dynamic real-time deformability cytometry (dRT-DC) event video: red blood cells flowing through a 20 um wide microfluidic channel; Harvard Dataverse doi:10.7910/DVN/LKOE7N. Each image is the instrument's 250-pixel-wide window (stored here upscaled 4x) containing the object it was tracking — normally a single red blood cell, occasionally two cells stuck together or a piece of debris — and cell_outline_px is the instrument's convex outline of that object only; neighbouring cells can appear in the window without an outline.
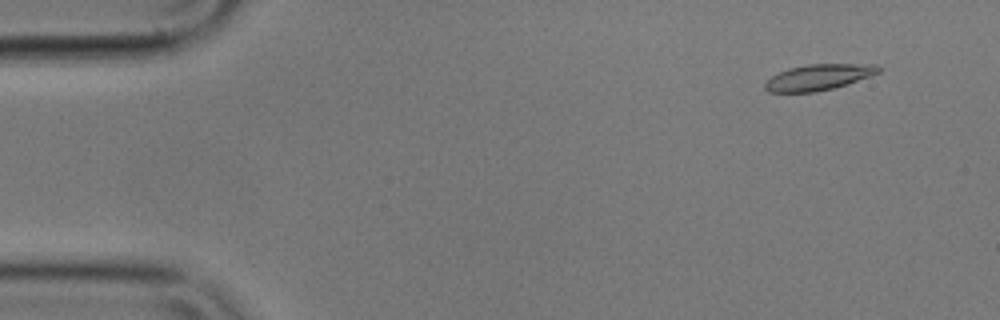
{"species": "common noctule bat (a hibernating species)", "species_latin": "Nyctalus noctula", "temperature_condition": "cold", "stored_images_in_passage": 29, "camera_frame_rate_fps": 3000, "um_per_image_px": 0.085, "animal": {"sex": "male", "body_mass_g": 17.9}, "frame": {"image": 1, "passage_image": 5, "time_ms": 1.333, "image_size_px": [1000, 320], "cell_outline_px": [[884, 68], [880, 72], [832, 88], [812, 92], [768, 92], [764, 88], [764, 84], [772, 76], [788, 68], [808, 64], [876, 64]], "centroid_in_image_um": [69.57, 6.55], "position_along_channel_um": 15.4, "area_um2": 16.88}}
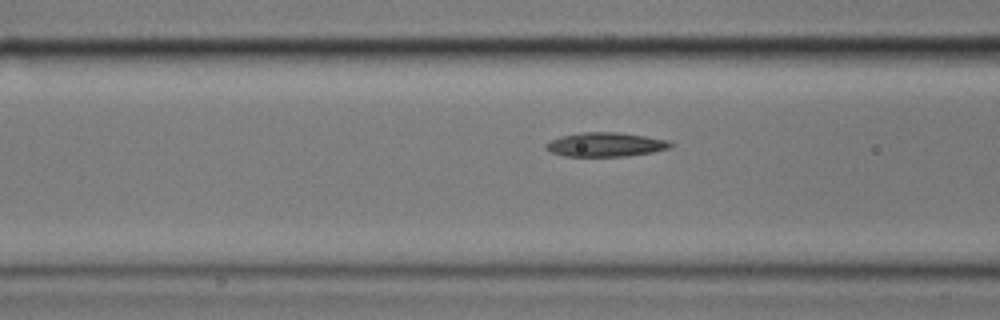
{"frame": {"image": 2, "passage_image": 22, "time_ms": 7.0, "image_size_px": [1000, 320], "cell_outline_px": [[676, 144], [668, 148], [652, 152], [624, 156], [564, 156], [552, 152], [544, 148], [544, 144], [560, 136], [580, 132], [616, 132], [644, 136], [668, 140]], "centroid_in_image_um": [51.45, 12.28], "position_along_channel_um": 115.1, "area_um2": 17.46}}
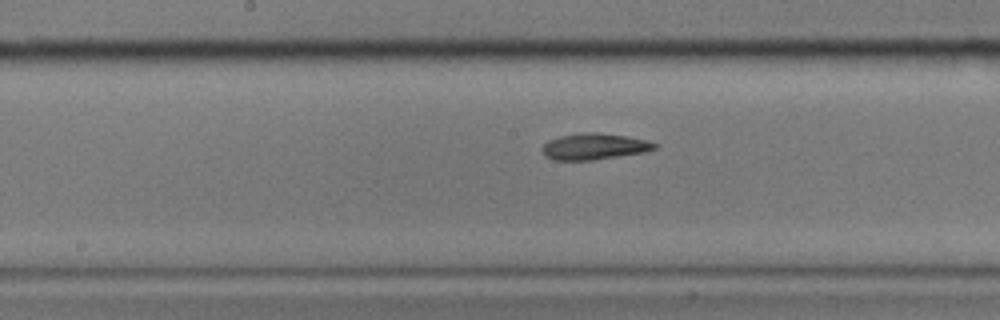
{"frame": {"image": 3, "passage_image": 29, "time_ms": 9.333, "image_size_px": [1000, 320], "cell_outline_px": [[660, 144], [656, 148], [644, 152], [592, 160], [556, 160], [544, 156], [540, 148], [548, 140], [560, 136], [584, 132], [600, 132], [628, 136], [648, 140]], "centroid_in_image_um": [50.52, 12.44], "position_along_channel_um": 197.7, "area_um2": 17.4}}